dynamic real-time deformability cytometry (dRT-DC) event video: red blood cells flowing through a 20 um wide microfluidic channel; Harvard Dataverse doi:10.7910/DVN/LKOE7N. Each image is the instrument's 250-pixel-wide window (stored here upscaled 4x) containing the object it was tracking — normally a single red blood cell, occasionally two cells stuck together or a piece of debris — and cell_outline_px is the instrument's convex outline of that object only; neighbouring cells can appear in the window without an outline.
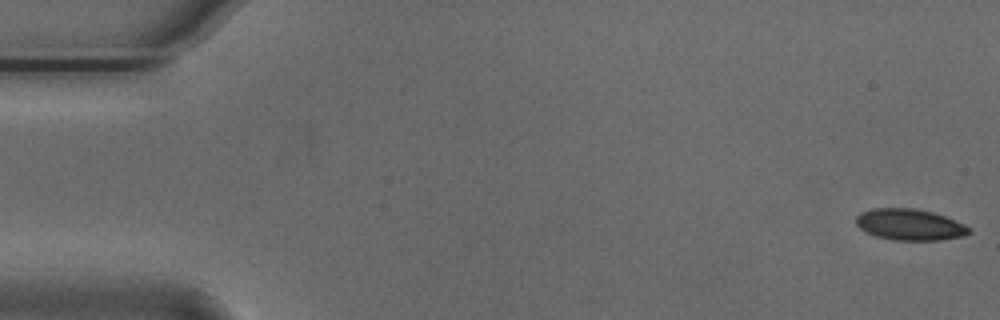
{"species": "Egyptian fruit bat (a non-hibernating species)", "species_latin": "Rousettus aegyptiacus", "temperature_condition": "cold", "stored_images_in_passage": 7, "camera_frame_rate_fps": 3000, "um_per_image_px": 0.085, "animal": {"sex": "male"}, "frame": {"image": 1, "passage_image": 1, "time_ms": 0.0, "image_size_px": [1000, 320], "cell_outline_px": [[972, 232], [964, 236], [940, 240], [892, 240], [876, 236], [864, 232], [856, 224], [856, 216], [860, 212], [872, 208], [916, 208], [932, 212], [944, 216], [964, 224]], "centroid_in_image_um": [77.29, 19.09], "position_along_channel_um": 7.7, "area_um2": 20.69}}